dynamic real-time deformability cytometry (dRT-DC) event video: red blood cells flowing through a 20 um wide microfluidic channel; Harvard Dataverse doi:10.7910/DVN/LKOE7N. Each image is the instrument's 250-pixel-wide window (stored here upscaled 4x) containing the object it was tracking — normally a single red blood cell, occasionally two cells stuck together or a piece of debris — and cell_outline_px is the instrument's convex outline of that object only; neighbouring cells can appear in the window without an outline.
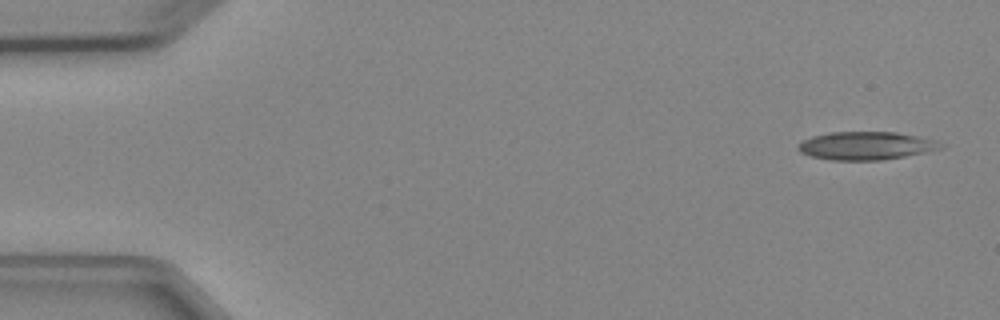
{"species": "Egyptian fruit bat (a non-hibernating species)", "species_latin": "Rousettus aegyptiacus", "temperature_condition": "cold", "stored_images_in_passage": 5, "camera_frame_rate_fps": 3000, "um_per_image_px": 0.085, "animal": {"sex": "female"}, "frame": {"image": 1, "passage_image": 1, "time_ms": 0.0, "image_size_px": [1000, 320], "cell_outline_px": [[948, 144], [944, 148], [904, 156], [880, 160], [832, 160], [812, 156], [800, 152], [796, 148], [804, 140], [812, 136], [832, 132], [896, 132], [936, 140]], "centroid_in_image_um": [73.66, 12.38], "position_along_channel_um": 11.3, "area_um2": 23.24}}
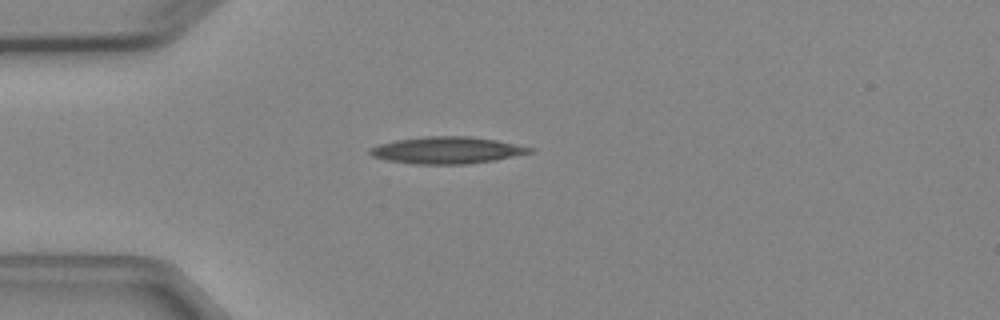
{"frame": {"image": 2, "passage_image": 4, "time_ms": 3.667, "image_size_px": [1000, 320], "cell_outline_px": [[536, 148], [532, 152], [492, 160], [464, 164], [412, 164], [388, 160], [372, 156], [368, 152], [368, 148], [380, 144], [396, 140], [424, 136], [472, 136], [496, 140]], "centroid_in_image_um": [37.96, 12.76], "position_along_channel_um": 47.0, "area_um2": 24.91}}